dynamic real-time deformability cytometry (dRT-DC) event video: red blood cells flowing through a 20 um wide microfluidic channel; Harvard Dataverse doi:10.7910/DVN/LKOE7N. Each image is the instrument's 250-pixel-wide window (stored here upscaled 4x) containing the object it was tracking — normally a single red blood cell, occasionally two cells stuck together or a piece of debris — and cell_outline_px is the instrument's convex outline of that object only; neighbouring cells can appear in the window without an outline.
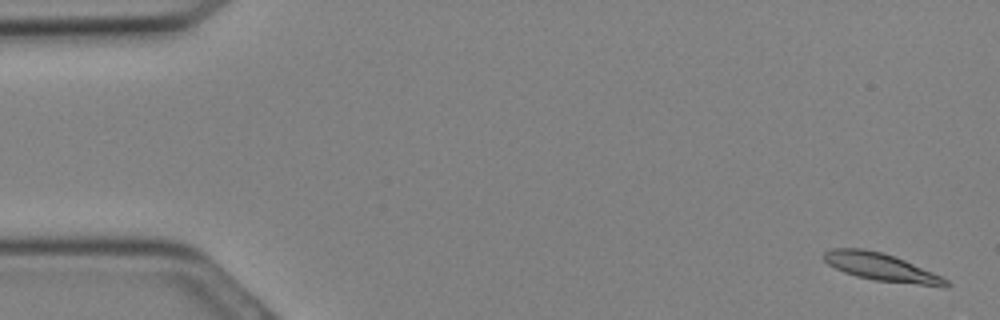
{"species": "Egyptian fruit bat (a non-hibernating species)", "species_latin": "Rousettus aegyptiacus", "temperature_condition": "cold", "stored_images_in_passage": 13, "camera_frame_rate_fps": 3000, "um_per_image_px": 0.085, "animal": {"sex": "female"}, "frame": {"image": 1, "passage_image": 1, "time_ms": 0.0, "image_size_px": [1000, 320], "cell_outline_px": [[952, 284], [948, 288], [944, 288], [876, 280], [856, 276], [844, 272], [828, 264], [824, 260], [824, 252], [832, 248], [860, 248], [880, 252], [904, 260], [932, 272], [948, 280]], "centroid_in_image_um": [74.96, 22.74], "position_along_channel_um": 10.0, "area_um2": 19.59}}
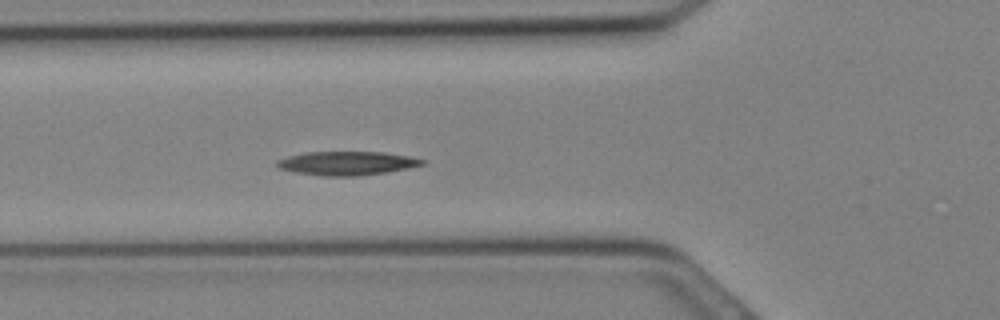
{"frame": {"image": 2, "passage_image": 11, "time_ms": 3.333, "image_size_px": [1000, 320], "cell_outline_px": [[424, 164], [408, 168], [384, 172], [356, 176], [320, 176], [296, 172], [276, 168], [276, 160], [288, 156], [304, 152], [384, 152], [408, 156], [424, 160]], "centroid_in_image_um": [29.42, 13.87], "position_along_channel_um": 96.4, "area_um2": 20.06}}
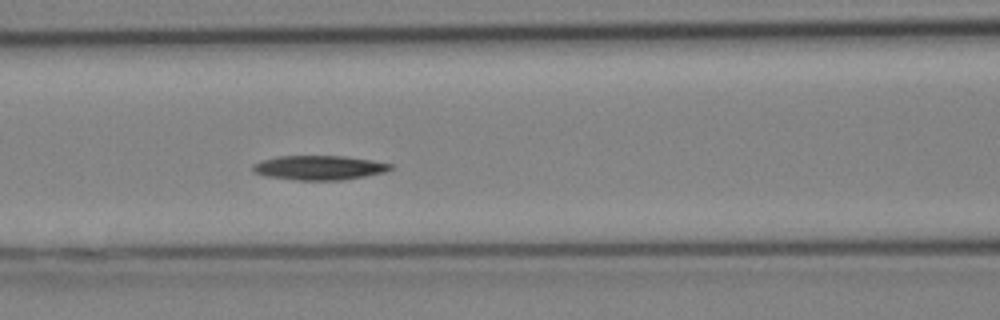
{"frame": {"image": 3, "passage_image": 13, "time_ms": 4.0, "image_size_px": [1000, 320], "cell_outline_px": [[392, 168], [388, 172], [344, 180], [296, 180], [264, 176], [252, 172], [252, 164], [276, 156], [344, 156], [372, 160], [392, 164]], "centroid_in_image_um": [27.13, 14.26], "position_along_channel_um": 139.5, "area_um2": 19.77}}